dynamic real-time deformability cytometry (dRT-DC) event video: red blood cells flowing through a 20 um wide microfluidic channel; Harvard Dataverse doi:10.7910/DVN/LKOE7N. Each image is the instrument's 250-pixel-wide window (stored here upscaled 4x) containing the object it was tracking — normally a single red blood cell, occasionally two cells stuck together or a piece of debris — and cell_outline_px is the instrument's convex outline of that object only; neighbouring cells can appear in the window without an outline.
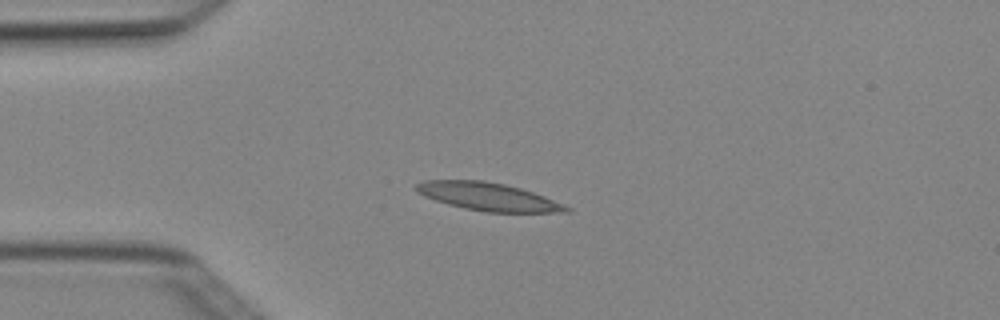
{"species": "Egyptian fruit bat (a non-hibernating species)", "species_latin": "Rousettus aegyptiacus", "temperature_condition": "cold", "stored_images_in_passage": 5, "camera_frame_rate_fps": 3000, "um_per_image_px": 0.085, "animal": {"sex": "female"}, "frame": {"image": 1, "passage_image": 3, "time_ms": 0.667, "image_size_px": [1000, 320], "cell_outline_px": [[572, 212], [484, 212], [464, 208], [448, 204], [424, 196], [416, 192], [416, 184], [424, 180], [484, 180], [504, 184], [520, 188], [544, 196], [564, 204], [572, 208]], "centroid_in_image_um": [41.5, 16.72], "position_along_channel_um": 43.5, "area_um2": 24.39}}
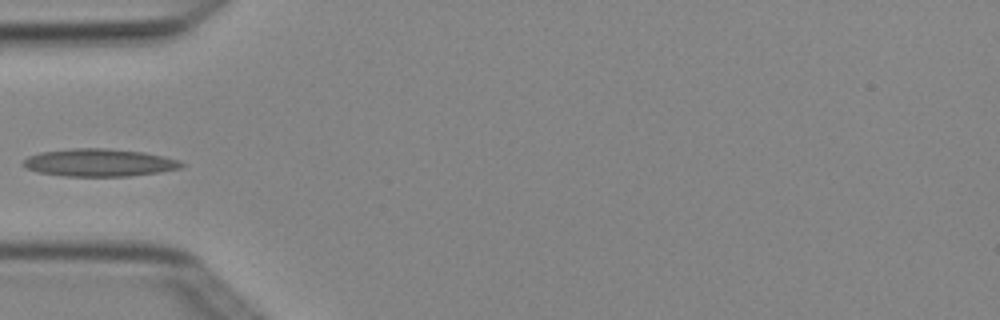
{"frame": {"image": 2, "passage_image": 4, "time_ms": 1.0, "image_size_px": [1000, 320], "cell_outline_px": [[184, 164], [180, 168], [160, 172], [128, 176], [64, 176], [36, 172], [24, 168], [20, 164], [28, 156], [40, 152], [72, 148], [108, 148], [144, 152], [164, 156], [180, 160]], "centroid_in_image_um": [8.4, 13.82], "position_along_channel_um": 76.6, "area_um2": 25.72}}
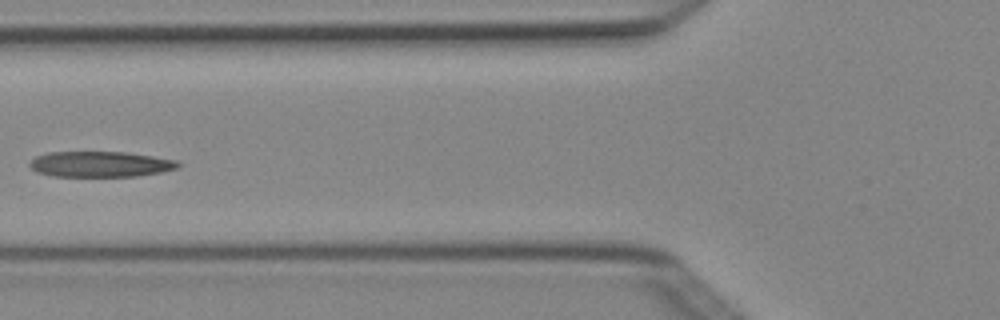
{"frame": {"image": 3, "passage_image": 5, "time_ms": 1.333, "image_size_px": [1000, 320], "cell_outline_px": [[180, 168], [160, 172], [136, 176], [52, 176], [36, 172], [28, 164], [36, 156], [48, 152], [124, 152], [152, 156], [176, 160], [180, 164]], "centroid_in_image_um": [8.52, 13.95], "position_along_channel_um": 117.3, "area_um2": 22.08}}